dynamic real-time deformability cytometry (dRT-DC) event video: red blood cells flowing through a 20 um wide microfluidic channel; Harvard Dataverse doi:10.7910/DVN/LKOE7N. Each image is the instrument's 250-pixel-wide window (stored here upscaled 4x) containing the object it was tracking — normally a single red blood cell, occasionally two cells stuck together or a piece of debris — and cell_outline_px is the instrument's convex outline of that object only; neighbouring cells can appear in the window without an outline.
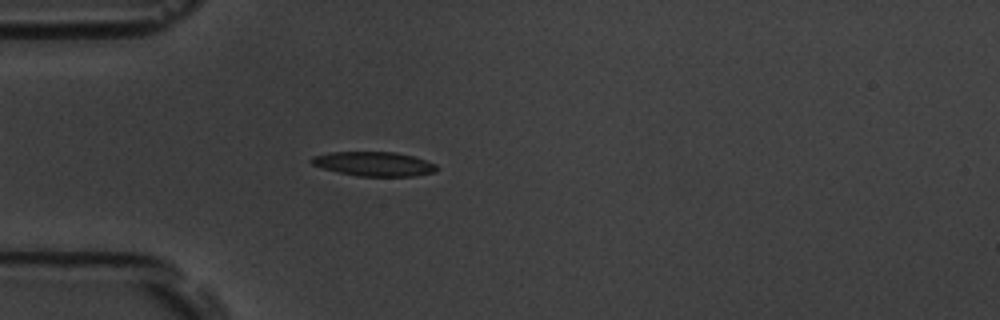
{"species": "common noctule bat (a hibernating species)", "species_latin": "Nyctalus noctula", "temperature_condition": "room temperature", "stored_images_in_passage": 52, "camera_frame_rate_fps": 3000, "um_per_image_px": 0.085, "animal": {"sex": "male", "body_mass_g": 19.5, "forearm_length_mm": 54.6}, "frame": {"image": 1, "passage_image": 13, "time_ms": 4.0, "image_size_px": [1000, 320], "cell_outline_px": [[440, 168], [432, 172], [416, 176], [356, 176], [324, 168], [312, 164], [308, 160], [312, 156], [328, 152], [396, 152], [412, 156], [436, 164]], "centroid_in_image_um": [31.77, 13.93], "position_along_channel_um": 53.2, "area_um2": 17.69}}
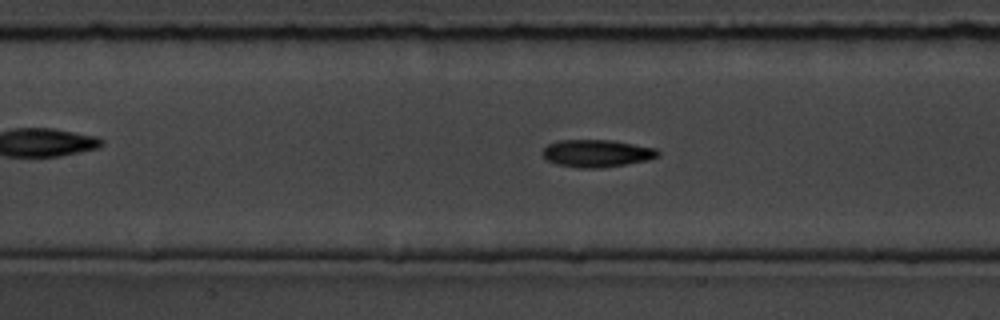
{"frame": {"image": 2, "passage_image": 22, "time_ms": 7.0, "image_size_px": [1000, 320], "cell_outline_px": [[660, 156], [648, 160], [600, 168], [580, 168], [556, 164], [548, 160], [544, 156], [544, 148], [548, 144], [556, 140], [612, 140], [656, 148], [660, 152]], "centroid_in_image_um": [50.75, 13.03], "position_along_channel_um": 156.6, "area_um2": 18.38}}
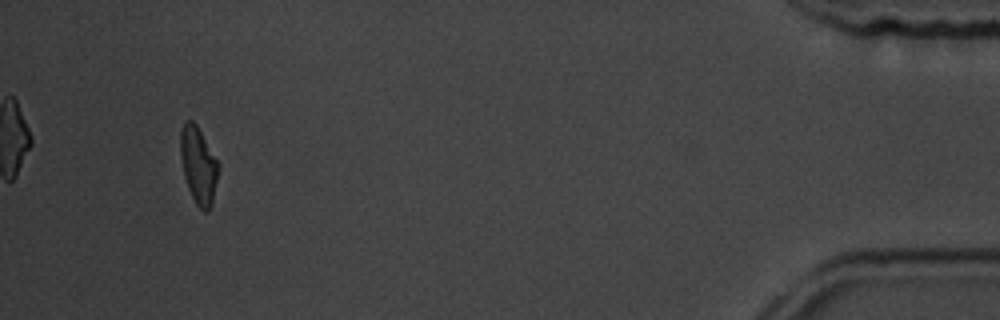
{"frame": {"image": 3, "passage_image": 49, "time_ms": 16.0, "image_size_px": [1000, 320], "cell_outline_px": [[220, 164], [212, 204], [208, 212], [204, 212], [196, 204], [188, 188], [184, 176], [180, 156], [180, 132], [184, 120], [192, 120], [196, 124]], "centroid_in_image_um": [16.86, 14.04], "position_along_channel_um": 418.3, "area_um2": 17.11}, "authors_computed_cell_mechanics": {"area_um2": 17.7735, "velocity_mm_per_s": 3.7256, "shape_relaxation_time_tau1_ms": 4.3028, "shape_relaxation_time_tau2_ms": 2.6908, "deformation_change_tau1": 0.1336, "deformation_change_tau2": 0.0978}}